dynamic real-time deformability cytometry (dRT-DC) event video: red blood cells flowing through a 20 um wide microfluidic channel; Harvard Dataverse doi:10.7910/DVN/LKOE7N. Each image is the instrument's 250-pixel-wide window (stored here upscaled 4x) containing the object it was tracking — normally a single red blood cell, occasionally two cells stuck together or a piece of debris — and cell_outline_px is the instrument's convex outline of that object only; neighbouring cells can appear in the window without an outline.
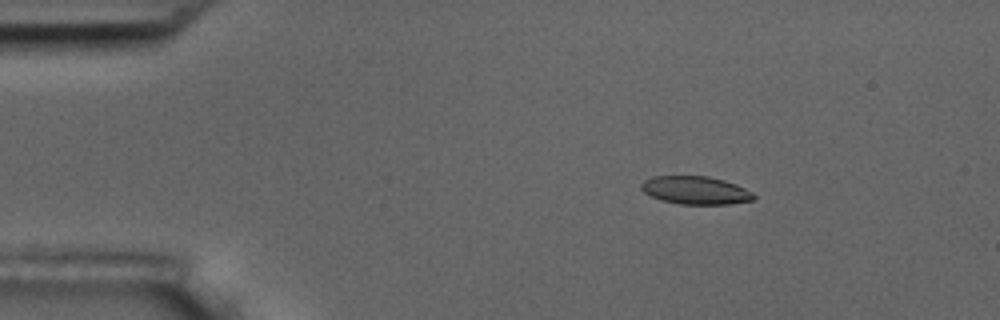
{"species": "common noctule bat (a hibernating species)", "species_latin": "Nyctalus noctula", "temperature_condition": "room temperature", "stored_images_in_passage": 6, "camera_frame_rate_fps": 3000, "um_per_image_px": 0.085, "animal": {"sex": "male", "body_mass_g": 17.5, "forearm_length_mm": 52.3}, "frame": {"image": 1, "passage_image": 3, "time_ms": 2.333, "image_size_px": [1000, 320], "cell_outline_px": [[756, 196], [752, 200], [728, 204], [680, 204], [660, 200], [644, 192], [640, 188], [640, 184], [644, 180], [652, 176], [708, 176], [724, 180], [736, 184], [752, 192]], "centroid_in_image_um": [59.1, 16.17], "position_along_channel_um": 25.9, "area_um2": 18.38}}
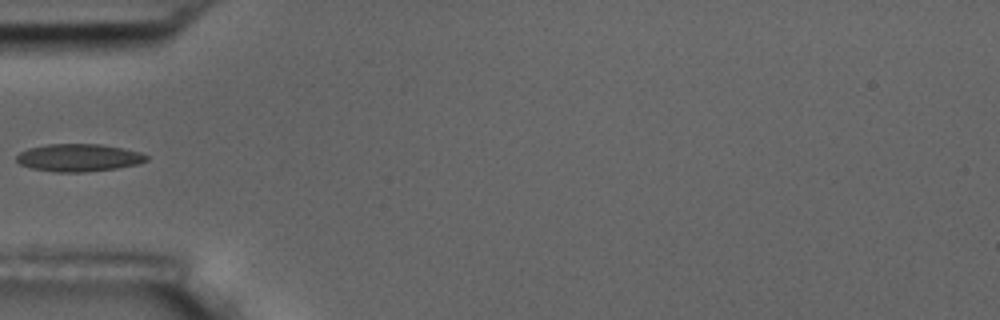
{"frame": {"image": 2, "passage_image": 5, "time_ms": 5.667, "image_size_px": [1000, 320], "cell_outline_px": [[148, 160], [136, 164], [116, 168], [84, 172], [56, 172], [32, 168], [20, 164], [16, 160], [16, 156], [20, 152], [28, 148], [48, 144], [100, 144], [140, 152], [148, 156]], "centroid_in_image_um": [6.66, 13.4], "position_along_channel_um": 78.3, "area_um2": 20.69}}